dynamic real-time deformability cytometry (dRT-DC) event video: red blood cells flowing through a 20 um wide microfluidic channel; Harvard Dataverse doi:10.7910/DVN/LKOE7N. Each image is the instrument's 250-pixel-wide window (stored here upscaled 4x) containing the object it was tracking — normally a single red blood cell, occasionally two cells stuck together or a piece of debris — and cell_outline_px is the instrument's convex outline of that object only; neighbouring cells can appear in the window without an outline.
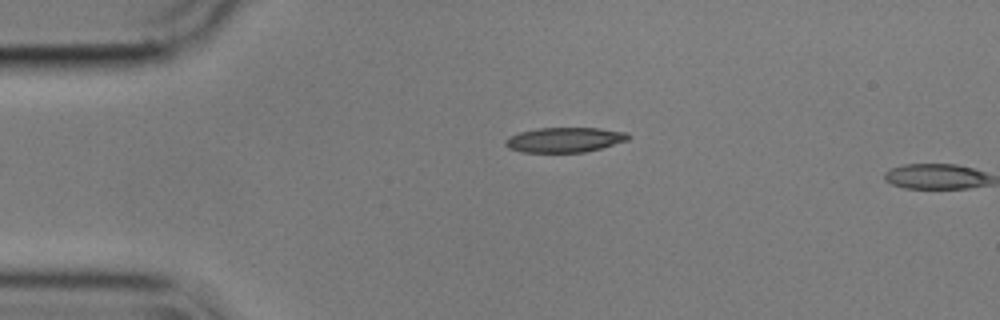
{"species": "common noctule bat (a hibernating species)", "species_latin": "Nyctalus noctula", "temperature_condition": "cold", "stored_images_in_passage": 2, "camera_frame_rate_fps": 3000, "um_per_image_px": 0.085, "animal": {"sex": "male", "body_mass_g": 17.9}, "frame": {"image": 1, "passage_image": 1, "time_ms": 0.0, "image_size_px": [1000, 320], "cell_outline_px": [[632, 136], [628, 140], [600, 148], [584, 152], [524, 152], [508, 148], [504, 144], [504, 140], [508, 136], [520, 132], [540, 128], [600, 128], [628, 132]], "centroid_in_image_um": [48.0, 11.87], "position_along_channel_um": 37.0, "area_um2": 17.86}}